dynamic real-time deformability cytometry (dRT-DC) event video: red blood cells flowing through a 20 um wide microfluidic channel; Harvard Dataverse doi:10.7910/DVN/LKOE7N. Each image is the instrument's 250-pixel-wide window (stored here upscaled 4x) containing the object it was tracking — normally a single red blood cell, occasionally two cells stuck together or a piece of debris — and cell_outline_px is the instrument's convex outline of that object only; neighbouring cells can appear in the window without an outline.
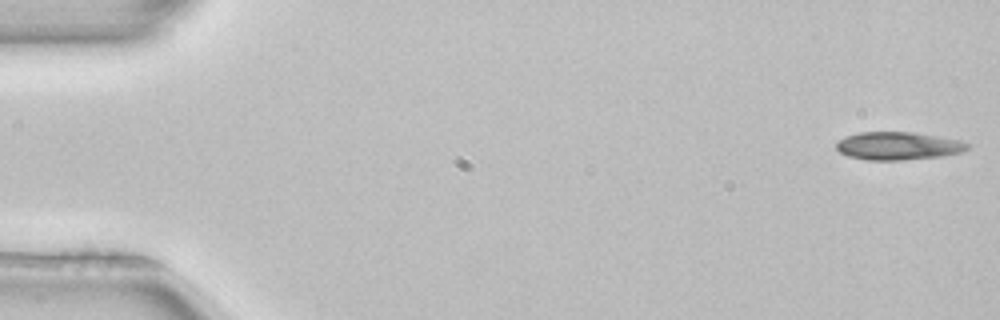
{"species": "common noctule bat (a hibernating species)", "species_latin": "Nyctalus noctula", "temperature_condition": "room temperature", "stored_images_in_passage": 51, "camera_frame_rate_fps": 3000, "um_per_image_px": 0.085, "animal": {"sex": "female", "body_mass_g": 22.7, "forearm_length_mm": 54.2}, "frame": {"image": 1, "passage_image": 1, "time_ms": 0.0, "image_size_px": [1000, 320], "cell_outline_px": [[968, 148], [960, 152], [940, 156], [900, 160], [864, 160], [848, 156], [840, 152], [836, 148], [836, 140], [844, 136], [860, 132], [912, 132], [960, 140], [968, 144]], "centroid_in_image_um": [76.26, 12.4], "position_along_channel_um": 8.7, "area_um2": 21.27}}
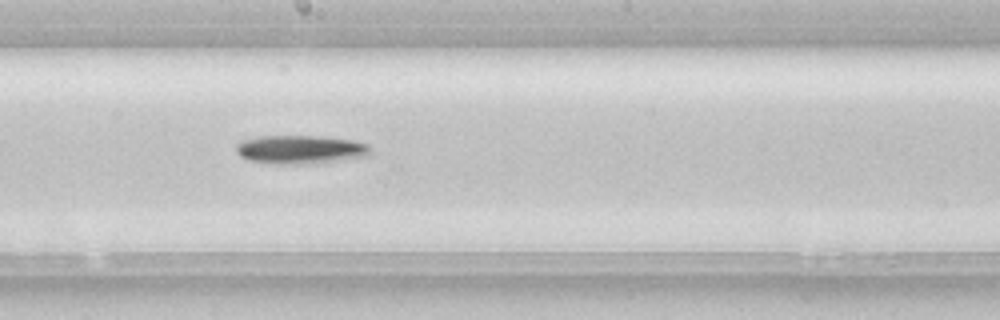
{"frame": {"image": 2, "passage_image": 28, "time_ms": 9.0, "image_size_px": [1000, 320], "cell_outline_px": [[368, 152], [364, 156], [332, 160], [296, 164], [276, 164], [248, 160], [240, 156], [236, 152], [236, 144], [244, 140], [260, 136], [320, 136], [352, 140], [368, 144]], "centroid_in_image_um": [25.43, 12.69], "position_along_channel_um": 222.8, "area_um2": 21.73}}
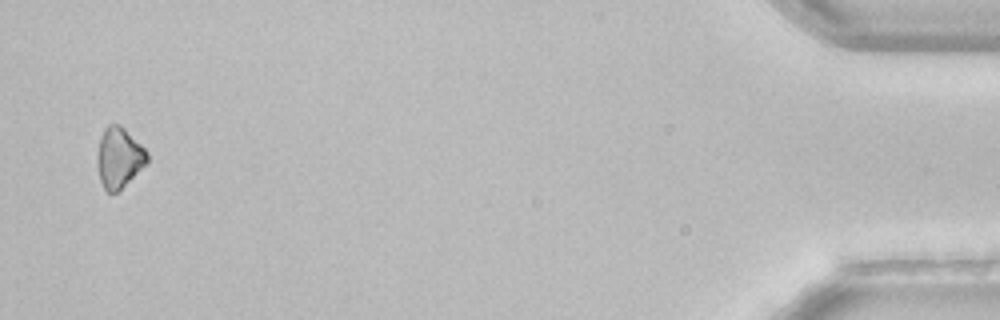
{"frame": {"image": 3, "passage_image": 50, "time_ms": 16.333, "image_size_px": [1000, 320], "cell_outline_px": [[148, 160], [116, 192], [108, 192], [104, 188], [100, 180], [96, 164], [96, 156], [100, 136], [104, 128], [108, 124], [120, 124], [148, 152]], "centroid_in_image_um": [10.06, 13.35], "position_along_channel_um": 425.1, "area_um2": 17.22}, "authors_computed_cell_mechanics": {"area_um2": 21.5016, "velocity_mm_per_s": 3.9787, "shape_relaxation_time_tau1_ms": 3.3399, "shape_relaxation_time_tau2_ms": null, "deformation_change_tau1": 0.077, "deformation_change_tau2": null}}